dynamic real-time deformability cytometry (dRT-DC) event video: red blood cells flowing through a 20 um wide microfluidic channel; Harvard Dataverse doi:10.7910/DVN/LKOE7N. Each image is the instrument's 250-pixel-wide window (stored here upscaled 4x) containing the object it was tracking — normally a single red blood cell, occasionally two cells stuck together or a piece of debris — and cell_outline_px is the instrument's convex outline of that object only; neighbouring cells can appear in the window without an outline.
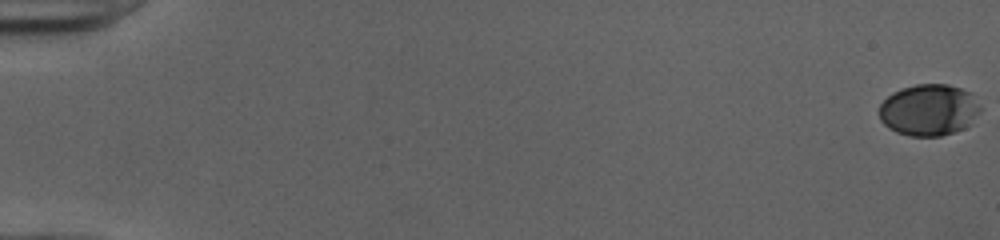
{"species": "human", "species_latin": "Homo sapiens", "temperature_condition": "cold", "stored_images_in_passage": 53, "camera_frame_rate_fps": 3000, "um_per_image_px": 0.085, "donor": {"sex": "female"}, "frame": {"image": 1, "passage_image": 1, "time_ms": 0.0, "image_size_px": [1000, 240], "cell_outline_px": [[980, 112], [964, 128], [940, 136], [908, 136], [896, 132], [888, 128], [880, 120], [880, 104], [892, 92], [900, 88], [916, 84], [948, 84], [972, 92], [980, 108]], "centroid_in_image_um": [78.93, 9.33], "position_along_channel_um": 6.1, "area_um2": 30.4}}
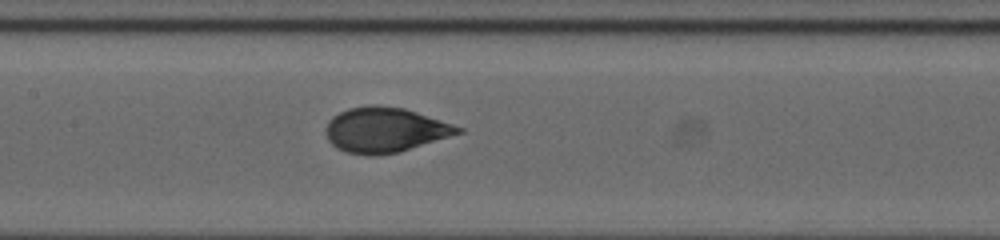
{"frame": {"image": 2, "passage_image": 28, "time_ms": 9.0, "image_size_px": [1000, 240], "cell_outline_px": [[464, 132], [400, 152], [376, 156], [368, 156], [348, 152], [336, 148], [328, 140], [324, 132], [328, 120], [332, 116], [348, 108], [372, 104], [376, 104], [404, 108], [464, 128]], "centroid_in_image_um": [32.7, 11.04], "position_along_channel_um": 174.7, "area_um2": 34.91}}
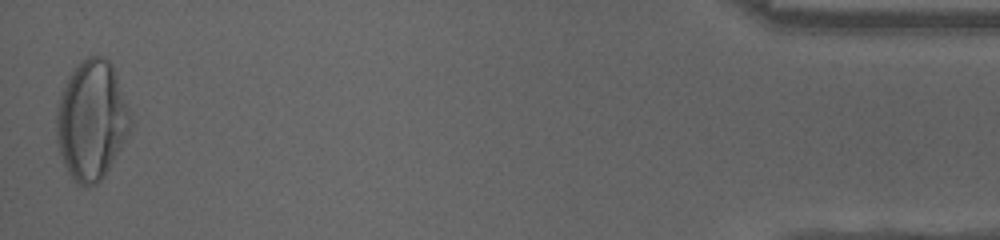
{"frame": {"image": 3, "passage_image": 53, "time_ms": 17.333, "image_size_px": [1000, 240], "cell_outline_px": [[132, 128], [104, 176], [96, 184], [76, 184], [72, 180], [64, 164], [56, 140], [56, 108], [60, 96], [68, 76], [76, 64], [80, 60], [88, 56], [104, 56], [112, 64], [128, 108], [132, 120]], "centroid_in_image_um": [7.77, 10.2], "position_along_channel_um": 427.4, "area_um2": 51.44}, "authors_computed_cell_mechanics": {"area_um2": 34.3332, "velocity_mm_per_s": 3.9971, "shape_relaxation_time_tau1_ms": 5.5251, "shape_relaxation_time_tau2_ms": null, "deformation_change_tau1": 0.2062, "deformation_change_tau2": null}}